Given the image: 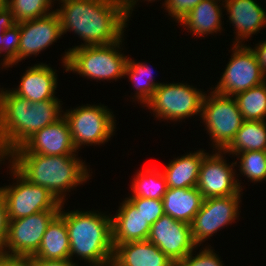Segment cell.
<instances>
[{
  "mask_svg": "<svg viewBox=\"0 0 266 266\" xmlns=\"http://www.w3.org/2000/svg\"><path fill=\"white\" fill-rule=\"evenodd\" d=\"M129 58L127 59L124 76L132 81L135 88V96H133L135 99L133 101H138L144 107V104L146 105L150 101L156 88L161 83L155 82L153 69L150 66Z\"/></svg>",
  "mask_w": 266,
  "mask_h": 266,
  "instance_id": "cell-26",
  "label": "cell"
},
{
  "mask_svg": "<svg viewBox=\"0 0 266 266\" xmlns=\"http://www.w3.org/2000/svg\"><path fill=\"white\" fill-rule=\"evenodd\" d=\"M221 1L224 0H202L180 21V26L190 30L188 32H192L195 37L217 34L223 28V7L219 5Z\"/></svg>",
  "mask_w": 266,
  "mask_h": 266,
  "instance_id": "cell-22",
  "label": "cell"
},
{
  "mask_svg": "<svg viewBox=\"0 0 266 266\" xmlns=\"http://www.w3.org/2000/svg\"><path fill=\"white\" fill-rule=\"evenodd\" d=\"M78 155L8 154L0 163L10 165L28 182L46 188L61 204L66 192L86 183L90 175L85 161Z\"/></svg>",
  "mask_w": 266,
  "mask_h": 266,
  "instance_id": "cell-3",
  "label": "cell"
},
{
  "mask_svg": "<svg viewBox=\"0 0 266 266\" xmlns=\"http://www.w3.org/2000/svg\"><path fill=\"white\" fill-rule=\"evenodd\" d=\"M20 44V23H15L11 27L5 29L3 33L2 68H9L18 63V50Z\"/></svg>",
  "mask_w": 266,
  "mask_h": 266,
  "instance_id": "cell-31",
  "label": "cell"
},
{
  "mask_svg": "<svg viewBox=\"0 0 266 266\" xmlns=\"http://www.w3.org/2000/svg\"><path fill=\"white\" fill-rule=\"evenodd\" d=\"M203 201L204 198L197 187L168 188L162 199L164 214L191 224Z\"/></svg>",
  "mask_w": 266,
  "mask_h": 266,
  "instance_id": "cell-21",
  "label": "cell"
},
{
  "mask_svg": "<svg viewBox=\"0 0 266 266\" xmlns=\"http://www.w3.org/2000/svg\"><path fill=\"white\" fill-rule=\"evenodd\" d=\"M0 266H30L29 257L13 256L0 252Z\"/></svg>",
  "mask_w": 266,
  "mask_h": 266,
  "instance_id": "cell-38",
  "label": "cell"
},
{
  "mask_svg": "<svg viewBox=\"0 0 266 266\" xmlns=\"http://www.w3.org/2000/svg\"><path fill=\"white\" fill-rule=\"evenodd\" d=\"M123 40L124 36L109 45L74 46L68 49L61 58L65 71L97 82L124 78L128 56L120 50Z\"/></svg>",
  "mask_w": 266,
  "mask_h": 266,
  "instance_id": "cell-5",
  "label": "cell"
},
{
  "mask_svg": "<svg viewBox=\"0 0 266 266\" xmlns=\"http://www.w3.org/2000/svg\"><path fill=\"white\" fill-rule=\"evenodd\" d=\"M123 7H124V12L126 15V19L129 21L130 19V14H132L134 6L136 5L138 0H121ZM140 1V0H139ZM145 1H150V2H154L155 0H145ZM166 0H164L163 5H165Z\"/></svg>",
  "mask_w": 266,
  "mask_h": 266,
  "instance_id": "cell-40",
  "label": "cell"
},
{
  "mask_svg": "<svg viewBox=\"0 0 266 266\" xmlns=\"http://www.w3.org/2000/svg\"><path fill=\"white\" fill-rule=\"evenodd\" d=\"M238 156V157H237ZM240 174L247 177L250 182L265 181L266 179V157L265 151H245L236 156Z\"/></svg>",
  "mask_w": 266,
  "mask_h": 266,
  "instance_id": "cell-30",
  "label": "cell"
},
{
  "mask_svg": "<svg viewBox=\"0 0 266 266\" xmlns=\"http://www.w3.org/2000/svg\"><path fill=\"white\" fill-rule=\"evenodd\" d=\"M13 24H15L13 14L8 7H0V57L2 54L3 33L5 29L11 27Z\"/></svg>",
  "mask_w": 266,
  "mask_h": 266,
  "instance_id": "cell-36",
  "label": "cell"
},
{
  "mask_svg": "<svg viewBox=\"0 0 266 266\" xmlns=\"http://www.w3.org/2000/svg\"><path fill=\"white\" fill-rule=\"evenodd\" d=\"M206 152L204 149L191 151L181 157L168 162L163 175L166 178L168 188H192L196 187L200 166Z\"/></svg>",
  "mask_w": 266,
  "mask_h": 266,
  "instance_id": "cell-23",
  "label": "cell"
},
{
  "mask_svg": "<svg viewBox=\"0 0 266 266\" xmlns=\"http://www.w3.org/2000/svg\"><path fill=\"white\" fill-rule=\"evenodd\" d=\"M202 0H166L165 9L174 21L179 23Z\"/></svg>",
  "mask_w": 266,
  "mask_h": 266,
  "instance_id": "cell-34",
  "label": "cell"
},
{
  "mask_svg": "<svg viewBox=\"0 0 266 266\" xmlns=\"http://www.w3.org/2000/svg\"><path fill=\"white\" fill-rule=\"evenodd\" d=\"M147 240L175 264L197 247L192 239L190 224L175 220L167 214L151 225Z\"/></svg>",
  "mask_w": 266,
  "mask_h": 266,
  "instance_id": "cell-14",
  "label": "cell"
},
{
  "mask_svg": "<svg viewBox=\"0 0 266 266\" xmlns=\"http://www.w3.org/2000/svg\"><path fill=\"white\" fill-rule=\"evenodd\" d=\"M251 49L254 51L258 64L266 77V40L259 41V43L256 44L254 48L251 47Z\"/></svg>",
  "mask_w": 266,
  "mask_h": 266,
  "instance_id": "cell-39",
  "label": "cell"
},
{
  "mask_svg": "<svg viewBox=\"0 0 266 266\" xmlns=\"http://www.w3.org/2000/svg\"><path fill=\"white\" fill-rule=\"evenodd\" d=\"M207 94L203 98L200 117L209 132L213 150H224L234 139L244 119L234 97L213 90Z\"/></svg>",
  "mask_w": 266,
  "mask_h": 266,
  "instance_id": "cell-6",
  "label": "cell"
},
{
  "mask_svg": "<svg viewBox=\"0 0 266 266\" xmlns=\"http://www.w3.org/2000/svg\"><path fill=\"white\" fill-rule=\"evenodd\" d=\"M57 73L48 64H34L28 67L20 79V84L12 92L30 102H42L58 99L55 96L57 89Z\"/></svg>",
  "mask_w": 266,
  "mask_h": 266,
  "instance_id": "cell-18",
  "label": "cell"
},
{
  "mask_svg": "<svg viewBox=\"0 0 266 266\" xmlns=\"http://www.w3.org/2000/svg\"><path fill=\"white\" fill-rule=\"evenodd\" d=\"M241 194L243 193L204 199L201 209L190 224L192 239L197 247H200L225 225L227 227L239 219Z\"/></svg>",
  "mask_w": 266,
  "mask_h": 266,
  "instance_id": "cell-11",
  "label": "cell"
},
{
  "mask_svg": "<svg viewBox=\"0 0 266 266\" xmlns=\"http://www.w3.org/2000/svg\"><path fill=\"white\" fill-rule=\"evenodd\" d=\"M151 225L127 199L111 217L112 243L120 245L132 241L147 240Z\"/></svg>",
  "mask_w": 266,
  "mask_h": 266,
  "instance_id": "cell-19",
  "label": "cell"
},
{
  "mask_svg": "<svg viewBox=\"0 0 266 266\" xmlns=\"http://www.w3.org/2000/svg\"><path fill=\"white\" fill-rule=\"evenodd\" d=\"M30 266H79L74 263V260L62 259V260H43L37 257H29Z\"/></svg>",
  "mask_w": 266,
  "mask_h": 266,
  "instance_id": "cell-37",
  "label": "cell"
},
{
  "mask_svg": "<svg viewBox=\"0 0 266 266\" xmlns=\"http://www.w3.org/2000/svg\"><path fill=\"white\" fill-rule=\"evenodd\" d=\"M223 154L226 155L223 150H215L206 153L202 160L196 187L204 199L236 195L243 190L234 169L237 162L227 164Z\"/></svg>",
  "mask_w": 266,
  "mask_h": 266,
  "instance_id": "cell-13",
  "label": "cell"
},
{
  "mask_svg": "<svg viewBox=\"0 0 266 266\" xmlns=\"http://www.w3.org/2000/svg\"><path fill=\"white\" fill-rule=\"evenodd\" d=\"M266 150V120H244L234 139L223 150L232 156L245 151Z\"/></svg>",
  "mask_w": 266,
  "mask_h": 266,
  "instance_id": "cell-25",
  "label": "cell"
},
{
  "mask_svg": "<svg viewBox=\"0 0 266 266\" xmlns=\"http://www.w3.org/2000/svg\"><path fill=\"white\" fill-rule=\"evenodd\" d=\"M131 184L132 194L129 197H143L162 200L168 186L163 172L157 168L142 169L136 172Z\"/></svg>",
  "mask_w": 266,
  "mask_h": 266,
  "instance_id": "cell-27",
  "label": "cell"
},
{
  "mask_svg": "<svg viewBox=\"0 0 266 266\" xmlns=\"http://www.w3.org/2000/svg\"><path fill=\"white\" fill-rule=\"evenodd\" d=\"M244 120L265 121L266 81L234 96Z\"/></svg>",
  "mask_w": 266,
  "mask_h": 266,
  "instance_id": "cell-28",
  "label": "cell"
},
{
  "mask_svg": "<svg viewBox=\"0 0 266 266\" xmlns=\"http://www.w3.org/2000/svg\"><path fill=\"white\" fill-rule=\"evenodd\" d=\"M70 242V260L75 256L89 266H111L113 257L111 215L99 211H63ZM97 212V213H96Z\"/></svg>",
  "mask_w": 266,
  "mask_h": 266,
  "instance_id": "cell-4",
  "label": "cell"
},
{
  "mask_svg": "<svg viewBox=\"0 0 266 266\" xmlns=\"http://www.w3.org/2000/svg\"><path fill=\"white\" fill-rule=\"evenodd\" d=\"M205 92L187 83H161L150 101L144 105L158 120L180 121L191 116H201Z\"/></svg>",
  "mask_w": 266,
  "mask_h": 266,
  "instance_id": "cell-8",
  "label": "cell"
},
{
  "mask_svg": "<svg viewBox=\"0 0 266 266\" xmlns=\"http://www.w3.org/2000/svg\"><path fill=\"white\" fill-rule=\"evenodd\" d=\"M60 99L30 102L0 88V159L63 116Z\"/></svg>",
  "mask_w": 266,
  "mask_h": 266,
  "instance_id": "cell-2",
  "label": "cell"
},
{
  "mask_svg": "<svg viewBox=\"0 0 266 266\" xmlns=\"http://www.w3.org/2000/svg\"><path fill=\"white\" fill-rule=\"evenodd\" d=\"M43 260L70 259V242L65 219L58 213L48 224L37 252Z\"/></svg>",
  "mask_w": 266,
  "mask_h": 266,
  "instance_id": "cell-24",
  "label": "cell"
},
{
  "mask_svg": "<svg viewBox=\"0 0 266 266\" xmlns=\"http://www.w3.org/2000/svg\"><path fill=\"white\" fill-rule=\"evenodd\" d=\"M111 266H176L149 240L113 245Z\"/></svg>",
  "mask_w": 266,
  "mask_h": 266,
  "instance_id": "cell-20",
  "label": "cell"
},
{
  "mask_svg": "<svg viewBox=\"0 0 266 266\" xmlns=\"http://www.w3.org/2000/svg\"><path fill=\"white\" fill-rule=\"evenodd\" d=\"M61 22L56 11L33 20L20 22L18 62L38 55L62 37Z\"/></svg>",
  "mask_w": 266,
  "mask_h": 266,
  "instance_id": "cell-16",
  "label": "cell"
},
{
  "mask_svg": "<svg viewBox=\"0 0 266 266\" xmlns=\"http://www.w3.org/2000/svg\"><path fill=\"white\" fill-rule=\"evenodd\" d=\"M59 210H45L24 218L8 220V233L3 254L31 257L42 241L48 224Z\"/></svg>",
  "mask_w": 266,
  "mask_h": 266,
  "instance_id": "cell-12",
  "label": "cell"
},
{
  "mask_svg": "<svg viewBox=\"0 0 266 266\" xmlns=\"http://www.w3.org/2000/svg\"><path fill=\"white\" fill-rule=\"evenodd\" d=\"M55 9L62 34L74 32L79 46L109 45L124 36L128 20L121 0H61Z\"/></svg>",
  "mask_w": 266,
  "mask_h": 266,
  "instance_id": "cell-1",
  "label": "cell"
},
{
  "mask_svg": "<svg viewBox=\"0 0 266 266\" xmlns=\"http://www.w3.org/2000/svg\"><path fill=\"white\" fill-rule=\"evenodd\" d=\"M209 247V248H208ZM203 247L197 255L191 251L184 259L179 261L176 266H224L218 254L213 251L212 246ZM195 255V256H194Z\"/></svg>",
  "mask_w": 266,
  "mask_h": 266,
  "instance_id": "cell-33",
  "label": "cell"
},
{
  "mask_svg": "<svg viewBox=\"0 0 266 266\" xmlns=\"http://www.w3.org/2000/svg\"><path fill=\"white\" fill-rule=\"evenodd\" d=\"M54 3V0H8L7 7L13 14L15 23H20L52 13L55 11L52 10Z\"/></svg>",
  "mask_w": 266,
  "mask_h": 266,
  "instance_id": "cell-29",
  "label": "cell"
},
{
  "mask_svg": "<svg viewBox=\"0 0 266 266\" xmlns=\"http://www.w3.org/2000/svg\"><path fill=\"white\" fill-rule=\"evenodd\" d=\"M67 120L73 144L79 151L81 146L101 145L115 133L116 120L107 106L86 104L63 111Z\"/></svg>",
  "mask_w": 266,
  "mask_h": 266,
  "instance_id": "cell-7",
  "label": "cell"
},
{
  "mask_svg": "<svg viewBox=\"0 0 266 266\" xmlns=\"http://www.w3.org/2000/svg\"><path fill=\"white\" fill-rule=\"evenodd\" d=\"M126 198L144 216L150 225L156 222L164 214L162 200L147 199L143 197Z\"/></svg>",
  "mask_w": 266,
  "mask_h": 266,
  "instance_id": "cell-32",
  "label": "cell"
},
{
  "mask_svg": "<svg viewBox=\"0 0 266 266\" xmlns=\"http://www.w3.org/2000/svg\"><path fill=\"white\" fill-rule=\"evenodd\" d=\"M8 0H0V7L7 6Z\"/></svg>",
  "mask_w": 266,
  "mask_h": 266,
  "instance_id": "cell-41",
  "label": "cell"
},
{
  "mask_svg": "<svg viewBox=\"0 0 266 266\" xmlns=\"http://www.w3.org/2000/svg\"><path fill=\"white\" fill-rule=\"evenodd\" d=\"M8 233V215L6 210V202L4 192L0 187V251L3 249Z\"/></svg>",
  "mask_w": 266,
  "mask_h": 266,
  "instance_id": "cell-35",
  "label": "cell"
},
{
  "mask_svg": "<svg viewBox=\"0 0 266 266\" xmlns=\"http://www.w3.org/2000/svg\"><path fill=\"white\" fill-rule=\"evenodd\" d=\"M15 182L2 186L8 220L24 218L45 210H60L61 203L44 187L22 177L10 164Z\"/></svg>",
  "mask_w": 266,
  "mask_h": 266,
  "instance_id": "cell-10",
  "label": "cell"
},
{
  "mask_svg": "<svg viewBox=\"0 0 266 266\" xmlns=\"http://www.w3.org/2000/svg\"><path fill=\"white\" fill-rule=\"evenodd\" d=\"M220 5L227 11L236 31L233 44H242L262 27L266 28V10L256 0H224Z\"/></svg>",
  "mask_w": 266,
  "mask_h": 266,
  "instance_id": "cell-17",
  "label": "cell"
},
{
  "mask_svg": "<svg viewBox=\"0 0 266 266\" xmlns=\"http://www.w3.org/2000/svg\"><path fill=\"white\" fill-rule=\"evenodd\" d=\"M231 59L226 64L219 82L213 89L226 96H236L250 88L261 85L266 81L257 57L251 47L242 44H233Z\"/></svg>",
  "mask_w": 266,
  "mask_h": 266,
  "instance_id": "cell-9",
  "label": "cell"
},
{
  "mask_svg": "<svg viewBox=\"0 0 266 266\" xmlns=\"http://www.w3.org/2000/svg\"><path fill=\"white\" fill-rule=\"evenodd\" d=\"M78 153L73 144L69 125L64 116L37 131L21 147L9 154H43L49 156L74 155Z\"/></svg>",
  "mask_w": 266,
  "mask_h": 266,
  "instance_id": "cell-15",
  "label": "cell"
}]
</instances>
